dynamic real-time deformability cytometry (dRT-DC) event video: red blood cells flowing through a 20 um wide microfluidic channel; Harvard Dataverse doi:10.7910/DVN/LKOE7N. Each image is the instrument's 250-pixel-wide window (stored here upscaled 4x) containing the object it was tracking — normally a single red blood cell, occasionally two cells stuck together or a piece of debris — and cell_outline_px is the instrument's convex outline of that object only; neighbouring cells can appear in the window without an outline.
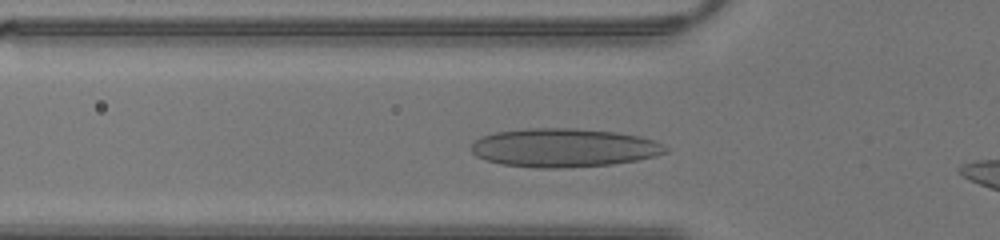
{"species": "human", "species_latin": "Homo sapiens", "temperature_condition": "warm", "stored_images_in_passage": 26, "camera_frame_rate_fps": 3000, "um_per_image_px": 0.085, "donor": {"sex": "male"}, "frame": {"image": 1, "passage_image": 5, "time_ms": 1.333, "image_size_px": [1000, 240], "cell_outline_px": [[668, 152], [656, 156], [636, 160], [612, 164], [560, 168], [536, 168], [500, 164], [476, 156], [472, 152], [472, 144], [480, 136], [496, 132], [528, 128], [576, 128], [616, 132], [640, 136], [652, 140], [668, 148]], "centroid_in_image_um": [47.91, 12.56], "position_along_channel_um": 77.9, "area_um2": 43.7}}
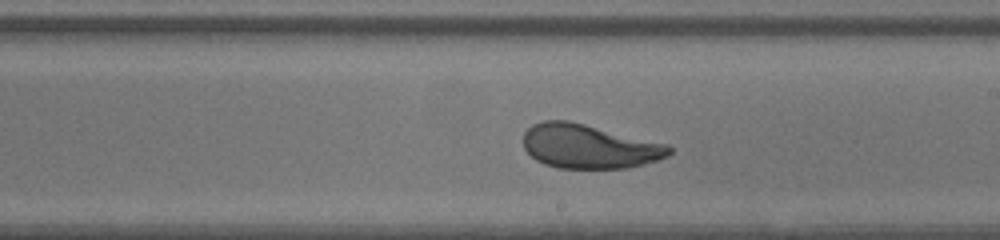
{"frame": {"image": 2, "passage_image": 15, "time_ms": 4.667, "image_size_px": [1000, 240], "cell_outline_px": [[672, 152], [668, 156], [644, 164], [628, 168], [556, 168], [544, 164], [536, 160], [524, 148], [524, 132], [532, 124], [544, 120], [568, 120], [668, 144], [672, 148]], "centroid_in_image_um": [50.06, 12.44], "position_along_channel_um": 238.9, "area_um2": 37.51}}
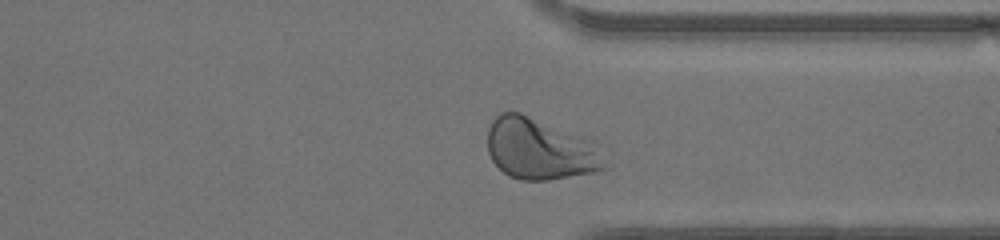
{"frame": {"image": 3, "passage_image": 23, "time_ms": 7.333, "image_size_px": [1000, 240], "cell_outline_px": [[608, 168], [596, 172], [548, 180], [520, 180], [504, 172], [492, 160], [488, 152], [488, 128], [492, 120], [500, 112], [520, 112], [596, 140], [600, 144]], "centroid_in_image_um": [45.98, 12.65], "position_along_channel_um": 365.4, "area_um2": 42.66}}